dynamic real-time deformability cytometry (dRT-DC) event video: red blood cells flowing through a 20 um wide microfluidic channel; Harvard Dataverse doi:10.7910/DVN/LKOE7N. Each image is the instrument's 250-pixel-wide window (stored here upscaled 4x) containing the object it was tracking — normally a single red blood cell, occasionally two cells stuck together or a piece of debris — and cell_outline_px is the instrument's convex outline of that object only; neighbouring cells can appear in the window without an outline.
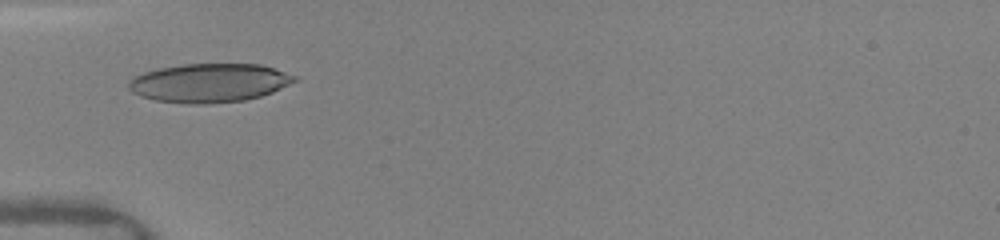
{"species": "human", "species_latin": "Homo sapiens", "temperature_condition": "warm", "stored_images_in_passage": 20, "camera_frame_rate_fps": 3000, "um_per_image_px": 0.085, "donor": {"sex": "female"}, "frame": {"image": 1, "passage_image": 1, "time_ms": 0.0, "image_size_px": [1000, 240], "cell_outline_px": [[300, 80], [272, 92], [260, 96], [244, 100], [208, 104], [192, 104], [156, 100], [140, 96], [132, 92], [128, 88], [128, 80], [144, 72], [156, 68], [184, 64], [260, 64], [296, 76]], "centroid_in_image_um": [17.78, 7.04], "position_along_channel_um": 67.2, "area_um2": 37.51}}
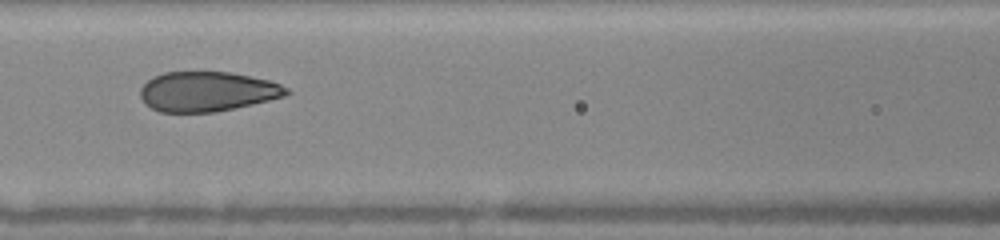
{"frame": {"image": 2, "passage_image": 13, "time_ms": 2.0, "image_size_px": [1000, 240], "cell_outline_px": [[292, 92], [284, 96], [252, 104], [216, 112], [160, 112], [144, 104], [140, 96], [140, 88], [152, 76], [164, 72], [232, 72], [268, 80], [280, 84], [288, 88]], "centroid_in_image_um": [17.59, 7.78], "position_along_channel_um": 149.0, "area_um2": 33.99}}
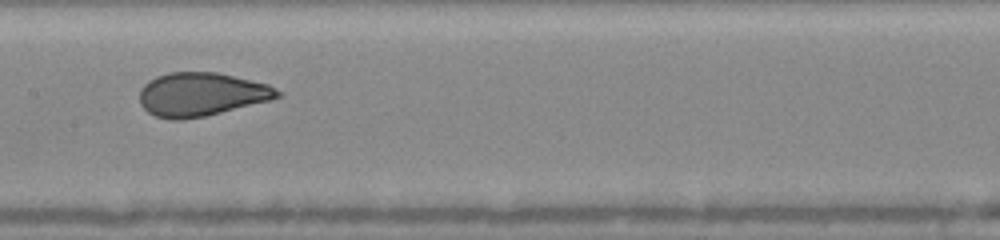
{"frame": {"image": 3, "passage_image": 19, "time_ms": 3.0, "image_size_px": [1000, 240], "cell_outline_px": [[280, 96], [272, 100], [204, 116], [184, 120], [168, 120], [156, 116], [148, 112], [140, 104], [140, 88], [148, 80], [156, 76], [168, 72], [216, 72], [268, 84], [280, 92]], "centroid_in_image_um": [17.07, 8.02], "position_along_channel_um": 190.3, "area_um2": 35.03}}